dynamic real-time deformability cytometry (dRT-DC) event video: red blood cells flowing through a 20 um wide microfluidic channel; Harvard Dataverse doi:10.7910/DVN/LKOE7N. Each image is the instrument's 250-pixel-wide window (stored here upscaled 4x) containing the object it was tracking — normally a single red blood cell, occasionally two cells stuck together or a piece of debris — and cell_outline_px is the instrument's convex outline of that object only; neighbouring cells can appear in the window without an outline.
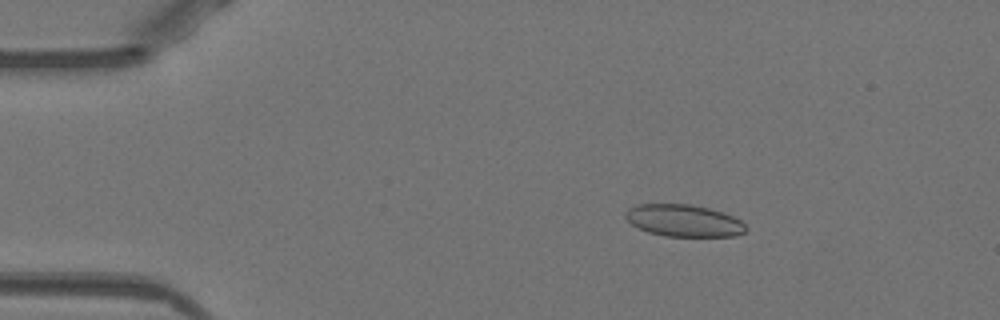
{"species": "Egyptian fruit bat (a non-hibernating species)", "species_latin": "Rousettus aegyptiacus", "temperature_condition": "warm", "stored_images_in_passage": 52, "camera_frame_rate_fps": 3000, "um_per_image_px": 0.085, "animal": {"sex": "female"}, "frame": {"image": 1, "passage_image": 9, "time_ms": 2.667, "image_size_px": [1000, 320], "cell_outline_px": [[748, 228], [744, 232], [736, 236], [664, 236], [648, 232], [632, 224], [624, 216], [624, 212], [628, 208], [640, 204], [688, 204], [708, 208], [724, 212], [740, 220]], "centroid_in_image_um": [58.12, 18.75], "position_along_channel_um": 26.9, "area_um2": 22.43}}
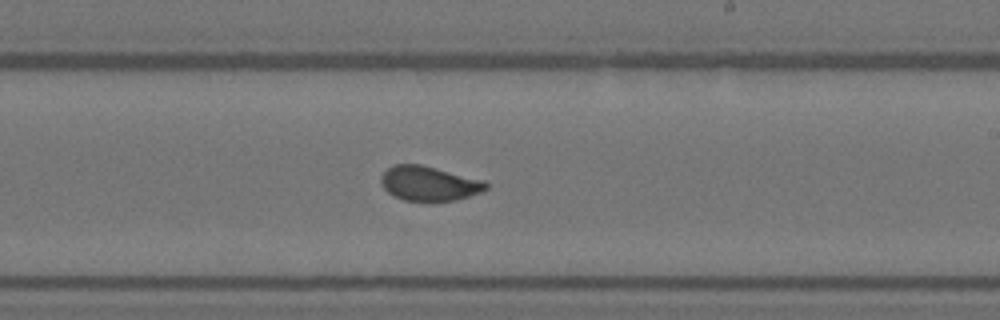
{"frame": {"image": 2, "passage_image": 31, "time_ms": 10.0, "image_size_px": [1000, 320], "cell_outline_px": [[488, 188], [480, 192], [456, 200], [428, 204], [404, 200], [388, 192], [384, 188], [380, 180], [380, 176], [392, 164], [420, 164], [484, 180], [488, 184]], "centroid_in_image_um": [36.46, 15.63], "position_along_channel_um": 252.5, "area_um2": 21.62}}
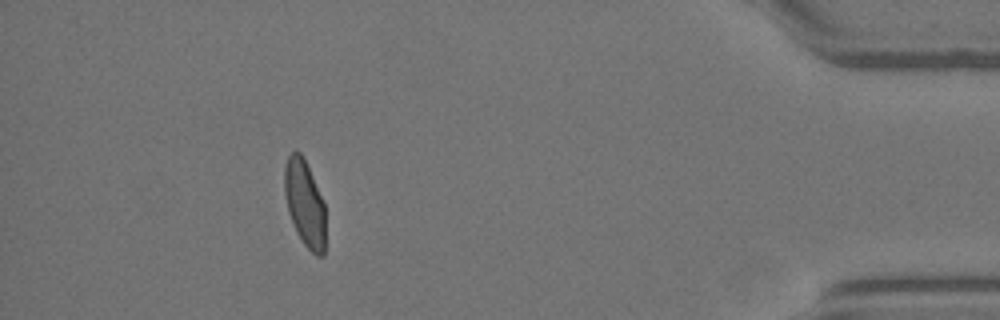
{"frame": {"image": 3, "passage_image": 47, "time_ms": 15.333, "image_size_px": [1000, 320], "cell_outline_px": [[324, 256], [316, 256], [304, 244], [296, 232], [288, 212], [284, 192], [284, 168], [288, 156], [292, 152], [300, 152], [308, 168], [324, 204]], "centroid_in_image_um": [25.87, 17.31], "position_along_channel_um": 409.3, "area_um2": 20.23}}